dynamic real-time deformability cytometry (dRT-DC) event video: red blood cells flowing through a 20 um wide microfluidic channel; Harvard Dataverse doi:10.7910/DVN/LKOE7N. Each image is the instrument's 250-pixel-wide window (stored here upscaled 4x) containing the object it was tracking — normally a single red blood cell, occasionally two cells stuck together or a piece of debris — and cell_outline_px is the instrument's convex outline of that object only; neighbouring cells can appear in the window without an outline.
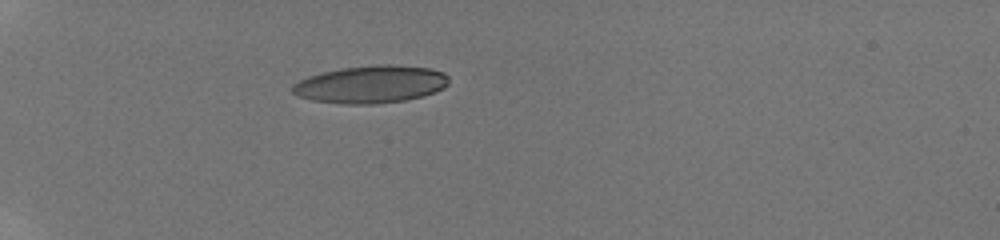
{"species": "human", "species_latin": "Homo sapiens", "temperature_condition": "room temperature", "stored_images_in_passage": 27, "camera_frame_rate_fps": 3000, "um_per_image_px": 0.085, "donor": {"sex": "male"}, "frame": {"image": 1, "passage_image": 1, "time_ms": 0.0, "image_size_px": [1000, 240], "cell_outline_px": [[448, 84], [444, 88], [436, 92], [404, 100], [376, 104], [344, 104], [312, 100], [300, 96], [292, 92], [292, 84], [308, 76], [320, 72], [340, 68], [372, 64], [392, 64], [428, 68], [444, 72], [448, 76]], "centroid_in_image_um": [31.52, 7.15], "position_along_channel_um": 53.5, "area_um2": 34.39}}
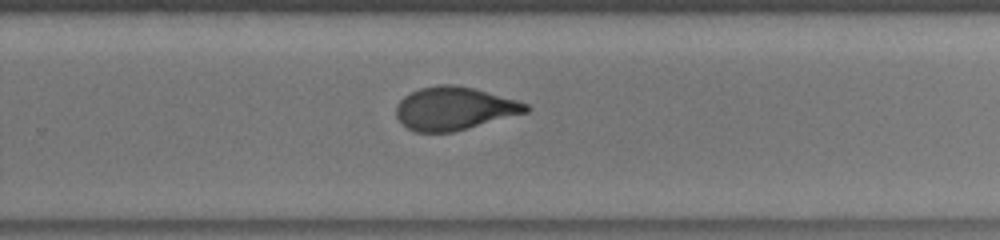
{"frame": {"image": 2, "passage_image": 14, "time_ms": 6.667, "image_size_px": [1000, 240], "cell_outline_px": [[532, 108], [528, 112], [452, 132], [412, 132], [400, 124], [396, 116], [396, 104], [404, 96], [420, 88], [440, 84], [452, 84], [472, 88], [516, 100], [528, 104]], "centroid_in_image_um": [38.57, 9.23], "position_along_channel_um": 291.2, "area_um2": 32.54}}
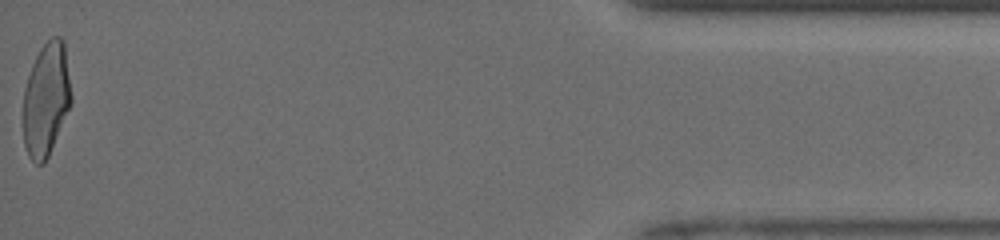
{"frame": {"image": 3, "passage_image": 27, "time_ms": 11.667, "image_size_px": [1000, 240], "cell_outline_px": [[72, 104], [48, 156], [44, 164], [36, 164], [28, 156], [24, 144], [24, 88], [32, 64], [40, 48], [52, 36], [60, 36], [64, 40], [72, 96]], "centroid_in_image_um": [3.94, 8.44], "position_along_channel_um": 431.3, "area_um2": 31.85}, "authors_computed_cell_mechanics": {"area_um2": 33.0038, "velocity_mm_per_s": 4.1329, "shape_relaxation_time_tau1_ms": 6.0845, "shape_relaxation_time_tau2_ms": 1.2309, "deformation_change_tau1": 0.2233, "deformation_change_tau2": 0.081}}